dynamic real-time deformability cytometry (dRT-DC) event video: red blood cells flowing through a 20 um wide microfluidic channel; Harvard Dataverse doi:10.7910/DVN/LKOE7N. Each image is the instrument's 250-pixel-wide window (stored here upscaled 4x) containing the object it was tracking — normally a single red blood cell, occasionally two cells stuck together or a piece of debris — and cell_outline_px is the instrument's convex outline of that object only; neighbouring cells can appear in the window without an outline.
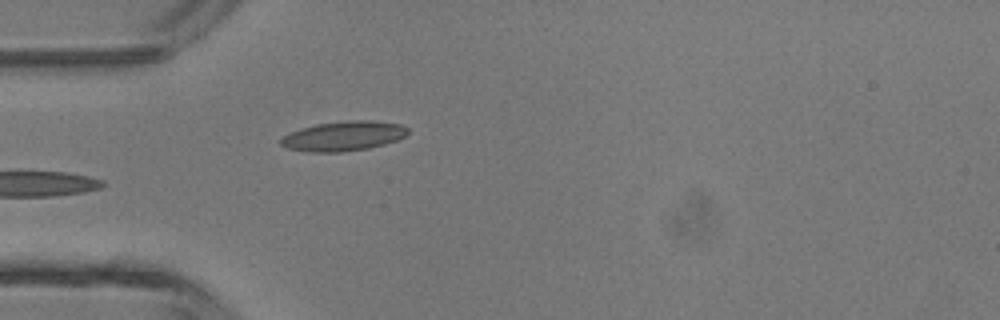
{"species": "common noctule bat (a hibernating species)", "species_latin": "Nyctalus noctula", "temperature_condition": "room temperature", "stored_images_in_passage": 4, "camera_frame_rate_fps": 3000, "um_per_image_px": 0.085, "animal": {"sex": "male", "body_mass_g": 13.3}, "frame": {"image": 1, "passage_image": 4, "time_ms": 3.667, "image_size_px": [1000, 320], "cell_outline_px": [[408, 132], [404, 136], [396, 140], [384, 144], [368, 148], [340, 152], [308, 152], [288, 148], [280, 144], [280, 140], [284, 136], [300, 128], [316, 124], [352, 120], [372, 120], [400, 124], [408, 128]], "centroid_in_image_um": [29.19, 11.56], "position_along_channel_um": 55.8, "area_um2": 21.79}}